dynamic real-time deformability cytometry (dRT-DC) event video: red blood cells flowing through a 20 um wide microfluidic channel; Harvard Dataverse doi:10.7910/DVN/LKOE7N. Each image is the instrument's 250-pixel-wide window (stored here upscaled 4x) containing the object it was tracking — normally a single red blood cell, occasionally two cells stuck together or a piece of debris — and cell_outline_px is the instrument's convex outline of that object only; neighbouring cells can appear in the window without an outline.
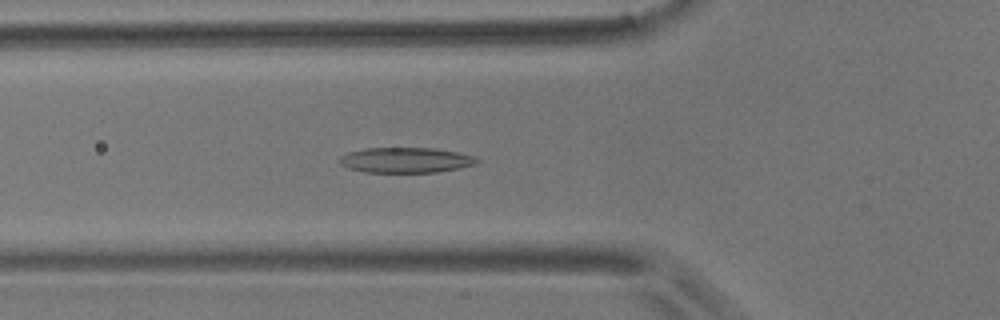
{"species": "common noctule bat (a hibernating species)", "species_latin": "Nyctalus noctula", "temperature_condition": "room temperature", "stored_images_in_passage": 56, "camera_frame_rate_fps": 3000, "um_per_image_px": 0.085, "animal": {"sex": "male", "body_mass_g": 17.9}, "frame": {"image": 1, "passage_image": 20, "time_ms": 6.333, "image_size_px": [1000, 320], "cell_outline_px": [[480, 160], [476, 164], [460, 168], [436, 172], [364, 172], [348, 168], [340, 164], [336, 160], [340, 156], [348, 152], [364, 148], [436, 148], [476, 156]], "centroid_in_image_um": [34.47, 13.6], "position_along_channel_um": 91.3, "area_um2": 20.46}}
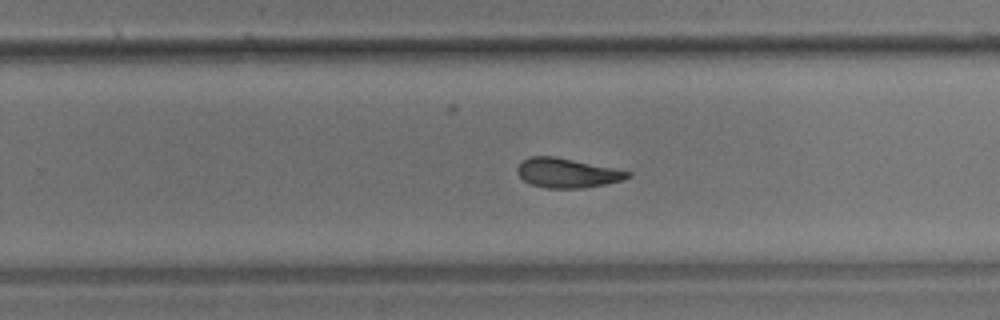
{"frame": {"image": 2, "passage_image": 36, "time_ms": 11.667, "image_size_px": [1000, 320], "cell_outline_px": [[632, 176], [624, 180], [584, 188], [544, 188], [532, 184], [524, 180], [516, 172], [516, 168], [524, 160], [532, 156], [556, 156], [632, 172]], "centroid_in_image_um": [48.22, 14.7], "position_along_channel_um": 281.6, "area_um2": 18.9}}
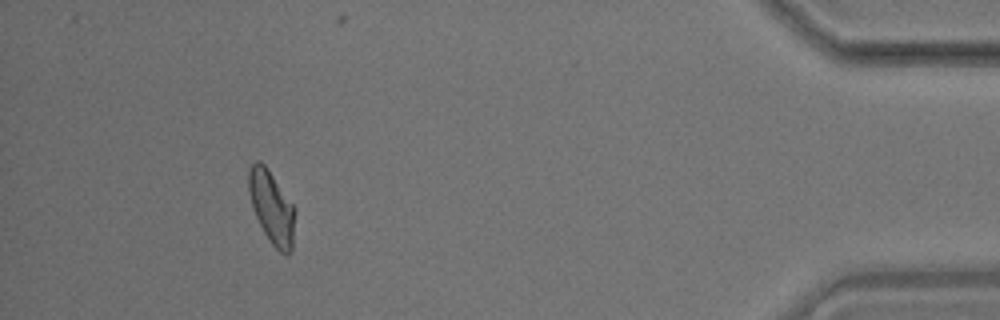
{"frame": {"image": 3, "passage_image": 52, "time_ms": 17.0, "image_size_px": [1000, 320], "cell_outline_px": [[296, 212], [292, 248], [288, 256], [280, 252], [272, 244], [264, 232], [252, 208], [248, 192], [248, 168], [256, 160], [260, 160], [268, 168], [296, 208]], "centroid_in_image_um": [23.1, 17.6], "position_along_channel_um": 412.1, "area_um2": 19.94}, "authors_computed_cell_mechanics": {"area_um2": 19.9121, "velocity_mm_per_s": 3.5618, "shape_relaxation_time_tau1_ms": 10.3279, "shape_relaxation_time_tau2_ms": 3.5168, "deformation_change_tau1": 0.2344, "deformation_change_tau2": 0.1165}}